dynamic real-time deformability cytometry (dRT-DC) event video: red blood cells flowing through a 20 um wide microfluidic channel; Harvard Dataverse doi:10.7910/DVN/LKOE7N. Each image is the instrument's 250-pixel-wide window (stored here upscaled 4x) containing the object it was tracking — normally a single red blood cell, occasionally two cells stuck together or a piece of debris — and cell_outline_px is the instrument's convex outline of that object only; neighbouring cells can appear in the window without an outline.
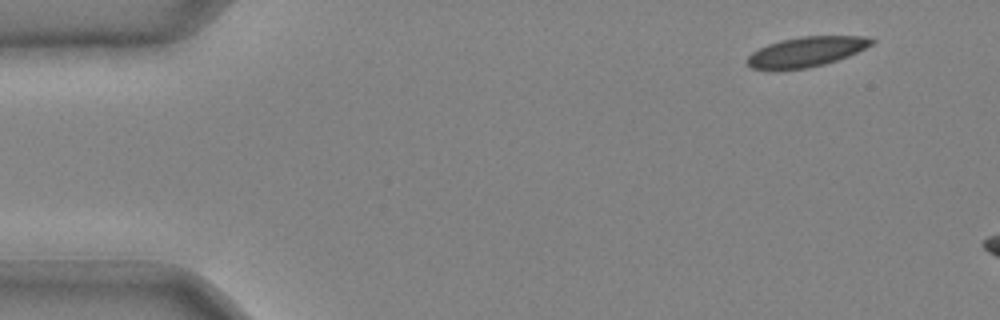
{"species": "common noctule bat (a hibernating species)", "species_latin": "Nyctalus noctula", "temperature_condition": "cold", "stored_images_in_passage": 4, "camera_frame_rate_fps": 3000, "um_per_image_px": 0.085, "animal": {"sex": "male", "body_mass_g": 20.4}, "frame": {"image": 1, "passage_image": 1, "time_ms": 0.0, "image_size_px": [1000, 320], "cell_outline_px": [[876, 40], [872, 44], [848, 56], [824, 64], [808, 68], [776, 72], [772, 72], [752, 68], [748, 64], [748, 56], [752, 52], [768, 44], [780, 40], [800, 36], [864, 36]], "centroid_in_image_um": [68.47, 4.43], "position_along_channel_um": 16.5, "area_um2": 22.02}}